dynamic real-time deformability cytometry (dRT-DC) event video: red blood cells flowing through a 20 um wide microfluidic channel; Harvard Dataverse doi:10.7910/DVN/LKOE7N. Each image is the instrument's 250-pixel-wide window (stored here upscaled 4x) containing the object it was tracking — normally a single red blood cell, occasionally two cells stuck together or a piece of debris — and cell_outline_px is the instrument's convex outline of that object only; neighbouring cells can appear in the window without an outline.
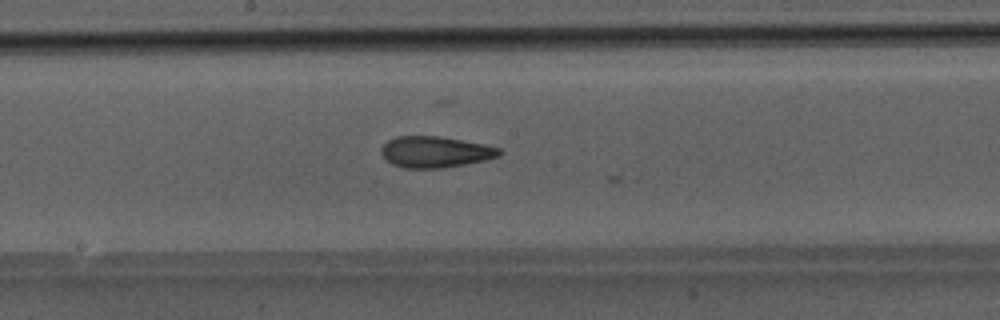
{"species": "Egyptian fruit bat (a non-hibernating species)", "species_latin": "Rousettus aegyptiacus", "temperature_condition": "room temperature", "stored_images_in_passage": 27, "camera_frame_rate_fps": 3000, "um_per_image_px": 0.085, "animal": {"sex": "male"}, "frame": {"image": 1, "passage_image": 26, "time_ms": 8.333, "image_size_px": [1000, 320], "cell_outline_px": [[500, 156], [484, 160], [444, 168], [404, 168], [392, 164], [380, 152], [380, 148], [388, 140], [396, 136], [440, 136], [484, 144], [500, 148]], "centroid_in_image_um": [36.98, 12.91], "position_along_channel_um": 211.2, "area_um2": 21.39}}